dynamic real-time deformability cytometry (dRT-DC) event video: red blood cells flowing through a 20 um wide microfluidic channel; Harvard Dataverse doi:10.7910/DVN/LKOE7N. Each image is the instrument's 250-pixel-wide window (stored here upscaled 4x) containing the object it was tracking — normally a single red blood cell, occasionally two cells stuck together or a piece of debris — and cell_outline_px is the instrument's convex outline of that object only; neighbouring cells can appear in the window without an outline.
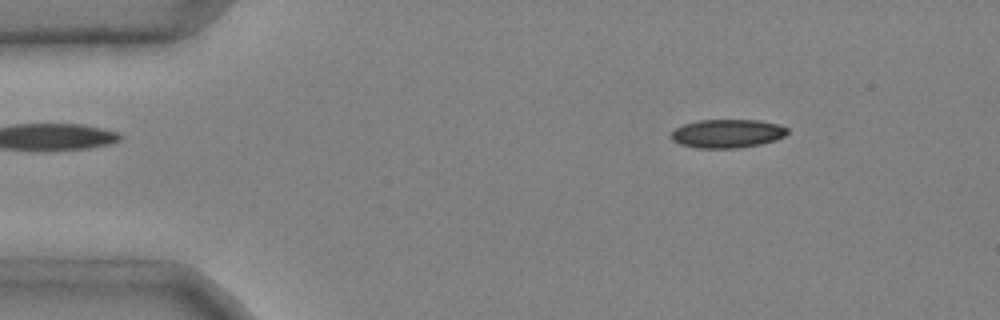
{"species": "common noctule bat (a hibernating species)", "species_latin": "Nyctalus noctula", "temperature_condition": "cold", "stored_images_in_passage": 45, "camera_frame_rate_fps": 3000, "um_per_image_px": 0.085, "animal": {"sex": "male", "body_mass_g": 20.4}, "frame": {"image": 1, "passage_image": 6, "time_ms": 1.667, "image_size_px": [1000, 320], "cell_outline_px": [[788, 132], [784, 136], [776, 140], [760, 144], [736, 148], [696, 148], [680, 144], [672, 140], [668, 136], [676, 128], [684, 124], [696, 120], [760, 120], [780, 124], [788, 128]], "centroid_in_image_um": [61.81, 11.34], "position_along_channel_um": 23.2, "area_um2": 19.54}}
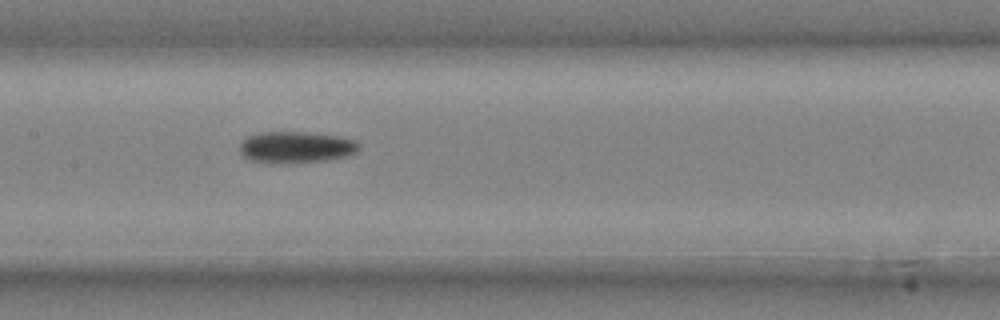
{"frame": {"image": 2, "passage_image": 23, "time_ms": 7.333, "image_size_px": [1000, 320], "cell_outline_px": [[360, 148], [356, 152], [348, 156], [328, 160], [280, 164], [252, 160], [244, 156], [240, 152], [240, 144], [248, 136], [260, 132], [308, 132], [340, 136], [356, 140], [360, 144]], "centroid_in_image_um": [25.21, 12.51], "position_along_channel_um": 182.2, "area_um2": 22.08}}
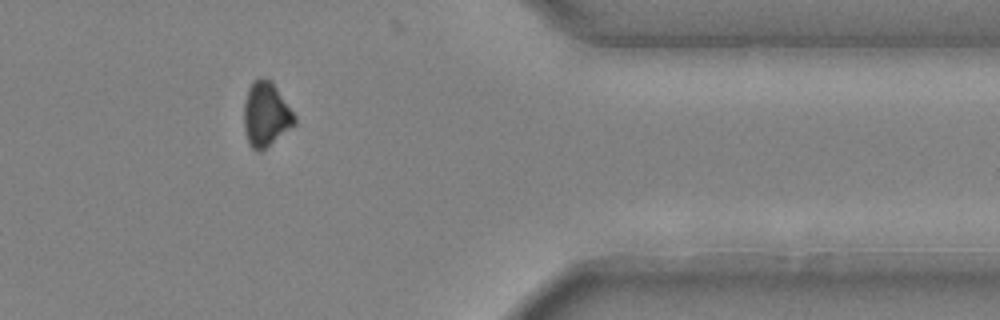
{"frame": {"image": 3, "passage_image": 40, "time_ms": 13.0, "image_size_px": [1000, 320], "cell_outline_px": [[296, 124], [260, 152], [256, 152], [248, 144], [244, 128], [244, 104], [248, 88], [252, 80], [272, 80], [296, 116]], "centroid_in_image_um": [22.6, 9.74], "position_along_channel_um": 388.8, "area_um2": 19.02}, "authors_computed_cell_mechanics": {"area_um2": 20.7502, "velocity_mm_per_s": 3.9969, "shape_relaxation_time_tau1_ms": 5.9256, "shape_relaxation_time_tau2_ms": null, "deformation_change_tau1": 0.1157, "deformation_change_tau2": null}}